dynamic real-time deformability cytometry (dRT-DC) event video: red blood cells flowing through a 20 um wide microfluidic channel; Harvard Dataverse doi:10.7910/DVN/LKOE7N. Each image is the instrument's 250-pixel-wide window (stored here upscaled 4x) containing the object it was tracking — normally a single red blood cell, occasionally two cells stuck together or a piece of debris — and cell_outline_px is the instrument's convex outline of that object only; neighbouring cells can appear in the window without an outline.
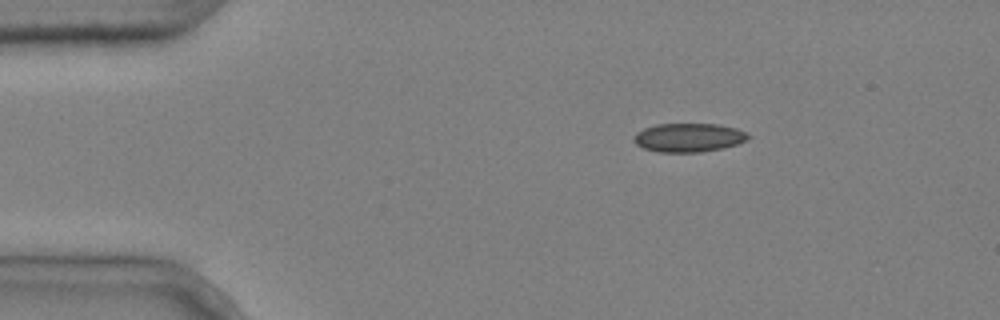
{"species": "common noctule bat (a hibernating species)", "species_latin": "Nyctalus noctula", "temperature_condition": "cold", "stored_images_in_passage": 5, "camera_frame_rate_fps": 3000, "um_per_image_px": 0.085, "animal": {"sex": "male", "body_mass_g": 20.4}, "frame": {"image": 1, "passage_image": 5, "time_ms": 1.333, "image_size_px": [1000, 320], "cell_outline_px": [[752, 136], [748, 140], [736, 144], [720, 148], [700, 152], [660, 152], [644, 148], [636, 144], [632, 140], [632, 136], [636, 132], [644, 128], [656, 124], [716, 124], [736, 128]], "centroid_in_image_um": [58.5, 11.69], "position_along_channel_um": 26.5, "area_um2": 19.13}}